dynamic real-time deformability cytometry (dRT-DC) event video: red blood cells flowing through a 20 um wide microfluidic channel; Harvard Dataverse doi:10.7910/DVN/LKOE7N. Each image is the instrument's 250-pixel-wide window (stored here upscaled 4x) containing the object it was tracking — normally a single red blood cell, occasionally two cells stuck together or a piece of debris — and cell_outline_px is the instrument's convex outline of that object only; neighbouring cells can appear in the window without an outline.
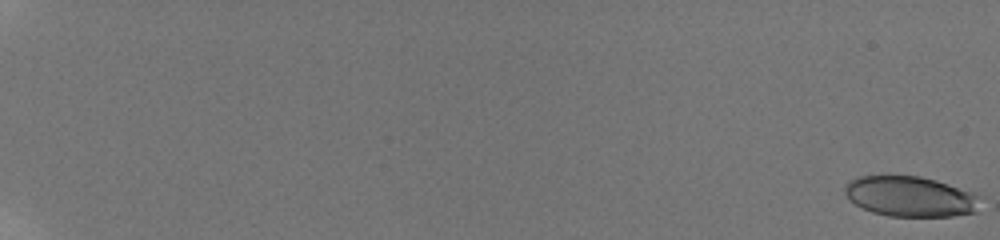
{"species": "human", "species_latin": "Homo sapiens", "temperature_condition": "room temperature", "stored_images_in_passage": 56, "camera_frame_rate_fps": 3000, "um_per_image_px": 0.085, "donor": {"sex": "male"}, "frame": {"image": 1, "passage_image": 1, "time_ms": 0.0, "image_size_px": [1000, 240], "cell_outline_px": [[980, 196], [976, 212], [952, 216], [888, 216], [872, 212], [848, 200], [844, 192], [844, 184], [848, 180], [860, 176], [920, 176], [936, 180], [948, 184]], "centroid_in_image_um": [77.32, 16.7], "position_along_channel_um": 7.7, "area_um2": 31.73}}
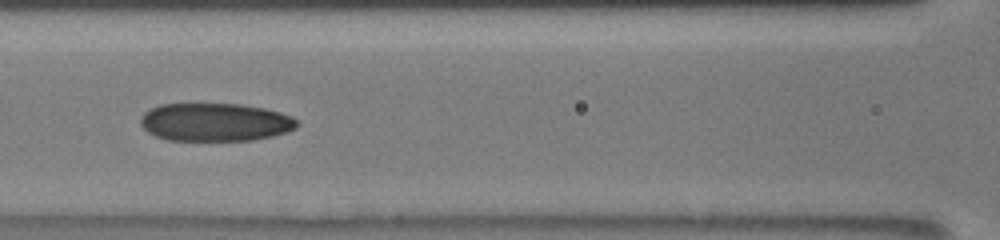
{"frame": {"image": 2, "passage_image": 33, "time_ms": 10.333, "image_size_px": [1000, 240], "cell_outline_px": [[300, 124], [296, 128], [288, 132], [272, 136], [252, 140], [168, 140], [156, 136], [148, 132], [140, 124], [140, 116], [144, 112], [160, 104], [240, 104], [264, 108], [280, 112], [292, 116]], "centroid_in_image_um": [18.3, 10.38], "position_along_channel_um": 148.3, "area_um2": 34.85}}
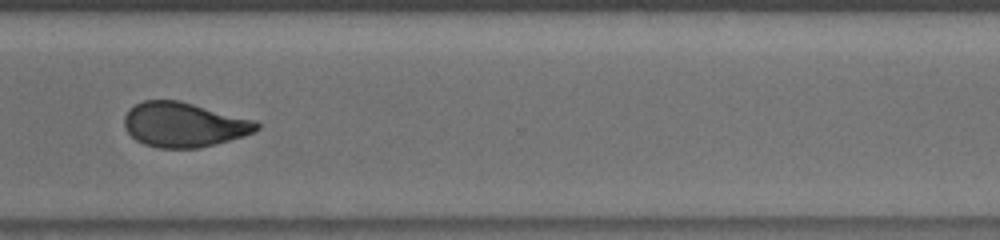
{"frame": {"image": 3, "passage_image": 48, "time_ms": 15.667, "image_size_px": [1000, 240], "cell_outline_px": [[260, 128], [244, 136], [200, 148], [156, 148], [144, 144], [136, 140], [124, 128], [124, 116], [128, 108], [144, 100], [176, 100], [256, 120], [260, 124]], "centroid_in_image_um": [15.61, 10.6], "position_along_channel_um": 355.0, "area_um2": 34.45}, "authors_computed_cell_mechanics": {"area_um2": 34.3043, "velocity_mm_per_s": 3.8811, "shape_relaxation_time_tau1_ms": 9.5895, "shape_relaxation_time_tau2_ms": 2.2397, "deformation_change_tau1": 0.2318, "deformation_change_tau2": 0.0867}}